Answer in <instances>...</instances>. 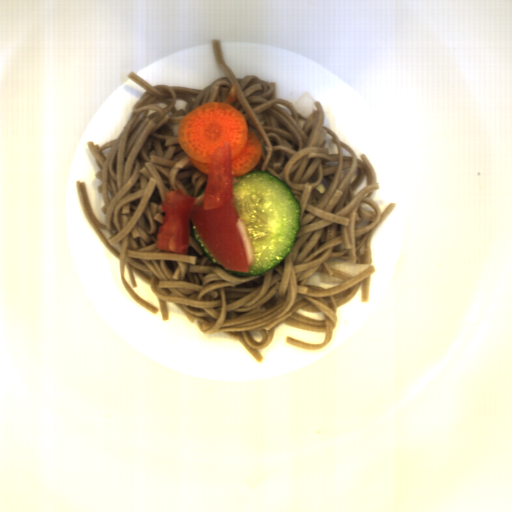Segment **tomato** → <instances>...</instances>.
<instances>
[{"mask_svg": "<svg viewBox=\"0 0 512 512\" xmlns=\"http://www.w3.org/2000/svg\"><path fill=\"white\" fill-rule=\"evenodd\" d=\"M203 201L194 194L171 189L165 192L161 224L155 231L159 251L188 255L193 224L211 257L229 271L248 272L254 248L245 221L235 206L232 142L216 147L209 162Z\"/></svg>", "mask_w": 512, "mask_h": 512, "instance_id": "tomato-1", "label": "tomato"}]
</instances>
